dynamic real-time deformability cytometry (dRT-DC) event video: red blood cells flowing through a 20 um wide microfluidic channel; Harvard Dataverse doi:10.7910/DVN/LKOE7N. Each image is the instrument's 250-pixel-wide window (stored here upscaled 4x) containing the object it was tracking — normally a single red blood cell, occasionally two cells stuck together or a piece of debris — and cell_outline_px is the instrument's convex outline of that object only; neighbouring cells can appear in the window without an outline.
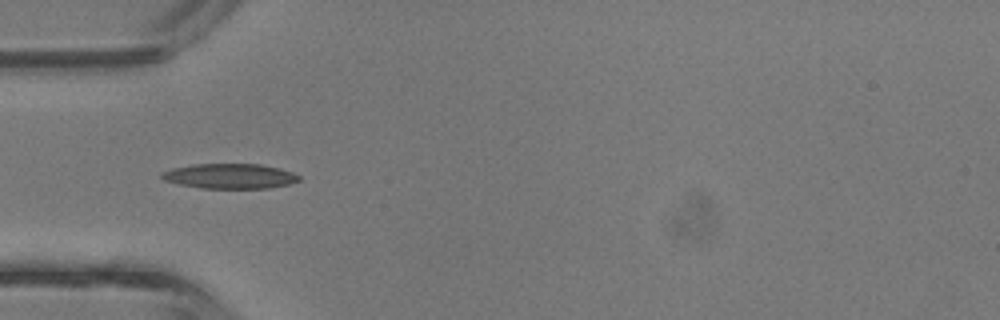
{"species": "common noctule bat (a hibernating species)", "species_latin": "Nyctalus noctula", "temperature_condition": "room temperature", "stored_images_in_passage": 25, "camera_frame_rate_fps": 3000, "um_per_image_px": 0.085, "animal": {"sex": "male", "body_mass_g": 13.3}, "frame": {"image": 1, "passage_image": 1, "time_ms": 0.0, "image_size_px": [1000, 320], "cell_outline_px": [[300, 180], [288, 184], [268, 188], [200, 188], [180, 184], [164, 180], [160, 176], [160, 172], [172, 168], [192, 164], [260, 164], [280, 168], [292, 172], [300, 176]], "centroid_in_image_um": [19.52, 14.96], "position_along_channel_um": 65.5, "area_um2": 20.0}}
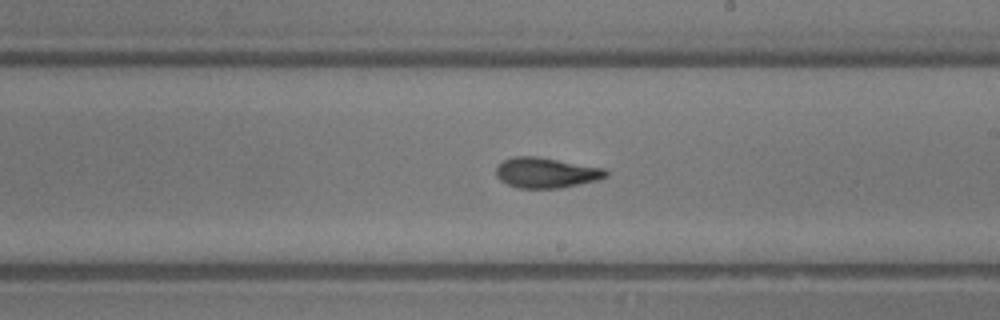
{"frame": {"image": 2, "passage_image": 12, "time_ms": 3.667, "image_size_px": [1000, 320], "cell_outline_px": [[608, 176], [596, 180], [580, 184], [560, 188], [516, 188], [500, 180], [496, 176], [496, 168], [504, 160], [512, 156], [536, 156], [604, 168], [608, 172]], "centroid_in_image_um": [46.41, 14.68], "position_along_channel_um": 242.6, "area_um2": 19.36}}
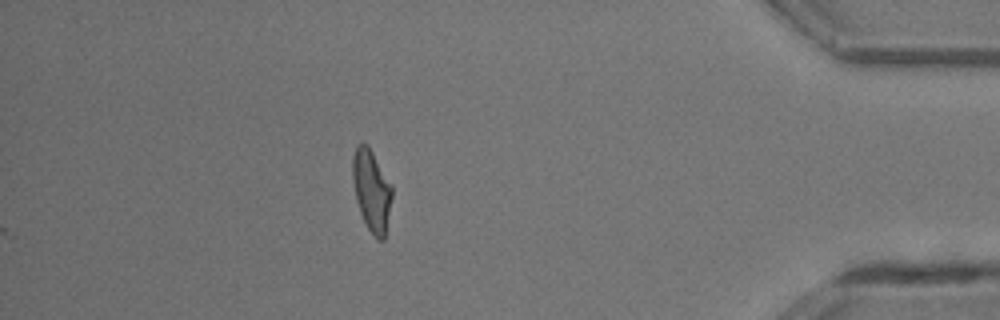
{"frame": {"image": 3, "passage_image": 25, "time_ms": 8.0, "image_size_px": [1000, 320], "cell_outline_px": [[392, 196], [384, 240], [376, 240], [368, 228], [360, 212], [356, 200], [352, 180], [352, 156], [356, 144], [368, 144], [392, 184]], "centroid_in_image_um": [31.57, 16.16], "position_along_channel_um": 403.6, "area_um2": 18.9}, "authors_computed_cell_mechanics": {"area_um2": 18.9006, "velocity_mm_per_s": 4.8271, "shape_relaxation_time_tau1_ms": 3.3995, "shape_relaxation_time_tau2_ms": 2.3046, "deformation_change_tau1": 0.1717, "deformation_change_tau2": 0.0942}}